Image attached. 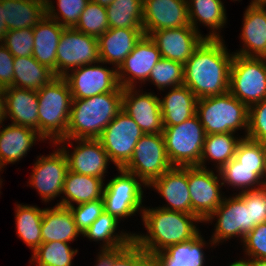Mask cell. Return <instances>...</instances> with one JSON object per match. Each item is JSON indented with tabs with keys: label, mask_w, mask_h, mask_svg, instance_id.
<instances>
[{
	"label": "cell",
	"mask_w": 266,
	"mask_h": 266,
	"mask_svg": "<svg viewBox=\"0 0 266 266\" xmlns=\"http://www.w3.org/2000/svg\"><path fill=\"white\" fill-rule=\"evenodd\" d=\"M103 181L101 178L81 175L68 170L62 191L65 196L57 205L69 208L74 205L73 203L78 205L101 199L105 185Z\"/></svg>",
	"instance_id": "cell-28"
},
{
	"label": "cell",
	"mask_w": 266,
	"mask_h": 266,
	"mask_svg": "<svg viewBox=\"0 0 266 266\" xmlns=\"http://www.w3.org/2000/svg\"><path fill=\"white\" fill-rule=\"evenodd\" d=\"M246 138L266 144V100L249 107Z\"/></svg>",
	"instance_id": "cell-46"
},
{
	"label": "cell",
	"mask_w": 266,
	"mask_h": 266,
	"mask_svg": "<svg viewBox=\"0 0 266 266\" xmlns=\"http://www.w3.org/2000/svg\"><path fill=\"white\" fill-rule=\"evenodd\" d=\"M117 170L120 175L105 184L102 198L105 212L121 221L120 219L132 216L139 210L142 214L144 209L142 186H147L134 174L123 168Z\"/></svg>",
	"instance_id": "cell-8"
},
{
	"label": "cell",
	"mask_w": 266,
	"mask_h": 266,
	"mask_svg": "<svg viewBox=\"0 0 266 266\" xmlns=\"http://www.w3.org/2000/svg\"><path fill=\"white\" fill-rule=\"evenodd\" d=\"M156 189L167 206L162 209L191 214V198L188 188L187 167H172L149 186Z\"/></svg>",
	"instance_id": "cell-21"
},
{
	"label": "cell",
	"mask_w": 266,
	"mask_h": 266,
	"mask_svg": "<svg viewBox=\"0 0 266 266\" xmlns=\"http://www.w3.org/2000/svg\"><path fill=\"white\" fill-rule=\"evenodd\" d=\"M172 167L163 135L157 133L144 134L138 140L132 158L123 169L134 174L148 187Z\"/></svg>",
	"instance_id": "cell-9"
},
{
	"label": "cell",
	"mask_w": 266,
	"mask_h": 266,
	"mask_svg": "<svg viewBox=\"0 0 266 266\" xmlns=\"http://www.w3.org/2000/svg\"><path fill=\"white\" fill-rule=\"evenodd\" d=\"M166 154L173 167L198 166L206 133L197 114L162 132Z\"/></svg>",
	"instance_id": "cell-6"
},
{
	"label": "cell",
	"mask_w": 266,
	"mask_h": 266,
	"mask_svg": "<svg viewBox=\"0 0 266 266\" xmlns=\"http://www.w3.org/2000/svg\"><path fill=\"white\" fill-rule=\"evenodd\" d=\"M188 188L191 198V214L196 215L202 223L221 205L220 175L213 170L198 166L187 167Z\"/></svg>",
	"instance_id": "cell-13"
},
{
	"label": "cell",
	"mask_w": 266,
	"mask_h": 266,
	"mask_svg": "<svg viewBox=\"0 0 266 266\" xmlns=\"http://www.w3.org/2000/svg\"><path fill=\"white\" fill-rule=\"evenodd\" d=\"M136 266H156L152 255L147 254Z\"/></svg>",
	"instance_id": "cell-55"
},
{
	"label": "cell",
	"mask_w": 266,
	"mask_h": 266,
	"mask_svg": "<svg viewBox=\"0 0 266 266\" xmlns=\"http://www.w3.org/2000/svg\"><path fill=\"white\" fill-rule=\"evenodd\" d=\"M78 253L69 243L54 241L42 243L32 254L30 262L37 266H72V260Z\"/></svg>",
	"instance_id": "cell-39"
},
{
	"label": "cell",
	"mask_w": 266,
	"mask_h": 266,
	"mask_svg": "<svg viewBox=\"0 0 266 266\" xmlns=\"http://www.w3.org/2000/svg\"><path fill=\"white\" fill-rule=\"evenodd\" d=\"M0 125V172L7 164H14L25 157L36 140L44 141L38 132L30 127L10 124Z\"/></svg>",
	"instance_id": "cell-24"
},
{
	"label": "cell",
	"mask_w": 266,
	"mask_h": 266,
	"mask_svg": "<svg viewBox=\"0 0 266 266\" xmlns=\"http://www.w3.org/2000/svg\"><path fill=\"white\" fill-rule=\"evenodd\" d=\"M58 11L51 0H45L46 16L65 28H73L89 0H57ZM57 11V12H56Z\"/></svg>",
	"instance_id": "cell-42"
},
{
	"label": "cell",
	"mask_w": 266,
	"mask_h": 266,
	"mask_svg": "<svg viewBox=\"0 0 266 266\" xmlns=\"http://www.w3.org/2000/svg\"><path fill=\"white\" fill-rule=\"evenodd\" d=\"M123 88L84 99H73L66 137L58 142L74 139H98L104 129L122 110ZM70 142V143H69Z\"/></svg>",
	"instance_id": "cell-3"
},
{
	"label": "cell",
	"mask_w": 266,
	"mask_h": 266,
	"mask_svg": "<svg viewBox=\"0 0 266 266\" xmlns=\"http://www.w3.org/2000/svg\"><path fill=\"white\" fill-rule=\"evenodd\" d=\"M203 238L199 233L188 242L169 246L153 254L156 266H204L206 258L202 249L208 243Z\"/></svg>",
	"instance_id": "cell-31"
},
{
	"label": "cell",
	"mask_w": 266,
	"mask_h": 266,
	"mask_svg": "<svg viewBox=\"0 0 266 266\" xmlns=\"http://www.w3.org/2000/svg\"><path fill=\"white\" fill-rule=\"evenodd\" d=\"M99 61L97 37L84 34L74 27L64 28L57 47V77Z\"/></svg>",
	"instance_id": "cell-11"
},
{
	"label": "cell",
	"mask_w": 266,
	"mask_h": 266,
	"mask_svg": "<svg viewBox=\"0 0 266 266\" xmlns=\"http://www.w3.org/2000/svg\"><path fill=\"white\" fill-rule=\"evenodd\" d=\"M215 216L217 222L210 241L211 246L233 237H240L242 242L244 237L255 227L251 223L250 205H246L237 194L229 198L224 196L221 205L204 222H213Z\"/></svg>",
	"instance_id": "cell-12"
},
{
	"label": "cell",
	"mask_w": 266,
	"mask_h": 266,
	"mask_svg": "<svg viewBox=\"0 0 266 266\" xmlns=\"http://www.w3.org/2000/svg\"><path fill=\"white\" fill-rule=\"evenodd\" d=\"M224 40L204 39L184 64V83L197 99L229 91L230 66L233 59Z\"/></svg>",
	"instance_id": "cell-1"
},
{
	"label": "cell",
	"mask_w": 266,
	"mask_h": 266,
	"mask_svg": "<svg viewBox=\"0 0 266 266\" xmlns=\"http://www.w3.org/2000/svg\"><path fill=\"white\" fill-rule=\"evenodd\" d=\"M141 217L147 234L134 233L133 241L149 255L188 242L201 233L195 223L202 221L194 214L144 207Z\"/></svg>",
	"instance_id": "cell-2"
},
{
	"label": "cell",
	"mask_w": 266,
	"mask_h": 266,
	"mask_svg": "<svg viewBox=\"0 0 266 266\" xmlns=\"http://www.w3.org/2000/svg\"><path fill=\"white\" fill-rule=\"evenodd\" d=\"M237 266H266V259H247L233 262Z\"/></svg>",
	"instance_id": "cell-51"
},
{
	"label": "cell",
	"mask_w": 266,
	"mask_h": 266,
	"mask_svg": "<svg viewBox=\"0 0 266 266\" xmlns=\"http://www.w3.org/2000/svg\"><path fill=\"white\" fill-rule=\"evenodd\" d=\"M2 44L14 57L32 56L34 47L33 28L9 30Z\"/></svg>",
	"instance_id": "cell-44"
},
{
	"label": "cell",
	"mask_w": 266,
	"mask_h": 266,
	"mask_svg": "<svg viewBox=\"0 0 266 266\" xmlns=\"http://www.w3.org/2000/svg\"><path fill=\"white\" fill-rule=\"evenodd\" d=\"M57 21L44 16L33 28L34 47L32 56L50 68L57 76V47L64 30Z\"/></svg>",
	"instance_id": "cell-26"
},
{
	"label": "cell",
	"mask_w": 266,
	"mask_h": 266,
	"mask_svg": "<svg viewBox=\"0 0 266 266\" xmlns=\"http://www.w3.org/2000/svg\"><path fill=\"white\" fill-rule=\"evenodd\" d=\"M229 92L248 108L266 100V58L234 54Z\"/></svg>",
	"instance_id": "cell-7"
},
{
	"label": "cell",
	"mask_w": 266,
	"mask_h": 266,
	"mask_svg": "<svg viewBox=\"0 0 266 266\" xmlns=\"http://www.w3.org/2000/svg\"><path fill=\"white\" fill-rule=\"evenodd\" d=\"M14 56L0 43V87L5 89L13 86Z\"/></svg>",
	"instance_id": "cell-50"
},
{
	"label": "cell",
	"mask_w": 266,
	"mask_h": 266,
	"mask_svg": "<svg viewBox=\"0 0 266 266\" xmlns=\"http://www.w3.org/2000/svg\"><path fill=\"white\" fill-rule=\"evenodd\" d=\"M234 158L242 165L256 167V174L265 182L266 144L244 138L238 143Z\"/></svg>",
	"instance_id": "cell-40"
},
{
	"label": "cell",
	"mask_w": 266,
	"mask_h": 266,
	"mask_svg": "<svg viewBox=\"0 0 266 266\" xmlns=\"http://www.w3.org/2000/svg\"><path fill=\"white\" fill-rule=\"evenodd\" d=\"M144 135L141 128L123 110L104 129L98 140L117 169L124 168L133 156L138 140Z\"/></svg>",
	"instance_id": "cell-10"
},
{
	"label": "cell",
	"mask_w": 266,
	"mask_h": 266,
	"mask_svg": "<svg viewBox=\"0 0 266 266\" xmlns=\"http://www.w3.org/2000/svg\"><path fill=\"white\" fill-rule=\"evenodd\" d=\"M190 25L198 32V22L211 28L205 39H222L219 35L227 21L226 10L221 0H187ZM220 31H219V30ZM218 31V32H217Z\"/></svg>",
	"instance_id": "cell-30"
},
{
	"label": "cell",
	"mask_w": 266,
	"mask_h": 266,
	"mask_svg": "<svg viewBox=\"0 0 266 266\" xmlns=\"http://www.w3.org/2000/svg\"><path fill=\"white\" fill-rule=\"evenodd\" d=\"M106 12L109 28L143 29V0H113Z\"/></svg>",
	"instance_id": "cell-37"
},
{
	"label": "cell",
	"mask_w": 266,
	"mask_h": 266,
	"mask_svg": "<svg viewBox=\"0 0 266 266\" xmlns=\"http://www.w3.org/2000/svg\"><path fill=\"white\" fill-rule=\"evenodd\" d=\"M39 135L56 144L66 137L72 94L67 81L56 77L50 84L37 90Z\"/></svg>",
	"instance_id": "cell-4"
},
{
	"label": "cell",
	"mask_w": 266,
	"mask_h": 266,
	"mask_svg": "<svg viewBox=\"0 0 266 266\" xmlns=\"http://www.w3.org/2000/svg\"><path fill=\"white\" fill-rule=\"evenodd\" d=\"M2 182H3V181L0 179V189H1V186H2V185H1V184H2Z\"/></svg>",
	"instance_id": "cell-60"
},
{
	"label": "cell",
	"mask_w": 266,
	"mask_h": 266,
	"mask_svg": "<svg viewBox=\"0 0 266 266\" xmlns=\"http://www.w3.org/2000/svg\"><path fill=\"white\" fill-rule=\"evenodd\" d=\"M6 120L4 89L0 87V125Z\"/></svg>",
	"instance_id": "cell-54"
},
{
	"label": "cell",
	"mask_w": 266,
	"mask_h": 266,
	"mask_svg": "<svg viewBox=\"0 0 266 266\" xmlns=\"http://www.w3.org/2000/svg\"><path fill=\"white\" fill-rule=\"evenodd\" d=\"M6 119L11 124L30 127L39 134L38 95L37 90L18 87L4 89Z\"/></svg>",
	"instance_id": "cell-23"
},
{
	"label": "cell",
	"mask_w": 266,
	"mask_h": 266,
	"mask_svg": "<svg viewBox=\"0 0 266 266\" xmlns=\"http://www.w3.org/2000/svg\"><path fill=\"white\" fill-rule=\"evenodd\" d=\"M243 15L240 38L244 47L234 54L266 58V14L259 5L250 3Z\"/></svg>",
	"instance_id": "cell-25"
},
{
	"label": "cell",
	"mask_w": 266,
	"mask_h": 266,
	"mask_svg": "<svg viewBox=\"0 0 266 266\" xmlns=\"http://www.w3.org/2000/svg\"><path fill=\"white\" fill-rule=\"evenodd\" d=\"M76 146L69 154V149L65 146L66 142H57L54 145H62L61 149L64 151L67 161L68 169L77 174L89 175L104 180V175L107 172V166L110 159L106 150L98 139H74ZM78 142V143H77ZM65 143V144H64ZM68 149V151H67Z\"/></svg>",
	"instance_id": "cell-18"
},
{
	"label": "cell",
	"mask_w": 266,
	"mask_h": 266,
	"mask_svg": "<svg viewBox=\"0 0 266 266\" xmlns=\"http://www.w3.org/2000/svg\"><path fill=\"white\" fill-rule=\"evenodd\" d=\"M15 209L18 237L33 250V253L42 244L41 223L44 209L25 204H16Z\"/></svg>",
	"instance_id": "cell-36"
},
{
	"label": "cell",
	"mask_w": 266,
	"mask_h": 266,
	"mask_svg": "<svg viewBox=\"0 0 266 266\" xmlns=\"http://www.w3.org/2000/svg\"><path fill=\"white\" fill-rule=\"evenodd\" d=\"M235 133H219L208 134L202 149V154L198 167L207 169L205 162L209 159L215 161L217 171L225 165L229 160L234 158L238 143L241 137L234 135Z\"/></svg>",
	"instance_id": "cell-35"
},
{
	"label": "cell",
	"mask_w": 266,
	"mask_h": 266,
	"mask_svg": "<svg viewBox=\"0 0 266 266\" xmlns=\"http://www.w3.org/2000/svg\"><path fill=\"white\" fill-rule=\"evenodd\" d=\"M243 250L251 259H266V222L256 225L243 239Z\"/></svg>",
	"instance_id": "cell-47"
},
{
	"label": "cell",
	"mask_w": 266,
	"mask_h": 266,
	"mask_svg": "<svg viewBox=\"0 0 266 266\" xmlns=\"http://www.w3.org/2000/svg\"><path fill=\"white\" fill-rule=\"evenodd\" d=\"M222 181L240 192L257 190L265 187V182L256 174V167L242 166L235 158L229 160L218 171ZM241 188V189H240Z\"/></svg>",
	"instance_id": "cell-38"
},
{
	"label": "cell",
	"mask_w": 266,
	"mask_h": 266,
	"mask_svg": "<svg viewBox=\"0 0 266 266\" xmlns=\"http://www.w3.org/2000/svg\"><path fill=\"white\" fill-rule=\"evenodd\" d=\"M229 266H237L236 264H234V263H231V264H229Z\"/></svg>",
	"instance_id": "cell-59"
},
{
	"label": "cell",
	"mask_w": 266,
	"mask_h": 266,
	"mask_svg": "<svg viewBox=\"0 0 266 266\" xmlns=\"http://www.w3.org/2000/svg\"><path fill=\"white\" fill-rule=\"evenodd\" d=\"M41 231L42 243H70L81 234L70 209L57 204L53 208H44Z\"/></svg>",
	"instance_id": "cell-27"
},
{
	"label": "cell",
	"mask_w": 266,
	"mask_h": 266,
	"mask_svg": "<svg viewBox=\"0 0 266 266\" xmlns=\"http://www.w3.org/2000/svg\"><path fill=\"white\" fill-rule=\"evenodd\" d=\"M162 58L155 42L144 35L117 69L119 86L136 88L137 80L145 83L156 63Z\"/></svg>",
	"instance_id": "cell-16"
},
{
	"label": "cell",
	"mask_w": 266,
	"mask_h": 266,
	"mask_svg": "<svg viewBox=\"0 0 266 266\" xmlns=\"http://www.w3.org/2000/svg\"><path fill=\"white\" fill-rule=\"evenodd\" d=\"M95 266H110V251H101L97 255Z\"/></svg>",
	"instance_id": "cell-52"
},
{
	"label": "cell",
	"mask_w": 266,
	"mask_h": 266,
	"mask_svg": "<svg viewBox=\"0 0 266 266\" xmlns=\"http://www.w3.org/2000/svg\"><path fill=\"white\" fill-rule=\"evenodd\" d=\"M2 8L8 31L34 28L46 16L45 0H2Z\"/></svg>",
	"instance_id": "cell-32"
},
{
	"label": "cell",
	"mask_w": 266,
	"mask_h": 266,
	"mask_svg": "<svg viewBox=\"0 0 266 266\" xmlns=\"http://www.w3.org/2000/svg\"><path fill=\"white\" fill-rule=\"evenodd\" d=\"M74 28L97 38L103 35L109 29L106 7L89 0Z\"/></svg>",
	"instance_id": "cell-43"
},
{
	"label": "cell",
	"mask_w": 266,
	"mask_h": 266,
	"mask_svg": "<svg viewBox=\"0 0 266 266\" xmlns=\"http://www.w3.org/2000/svg\"><path fill=\"white\" fill-rule=\"evenodd\" d=\"M135 88H124L122 110L141 128L144 134L162 133L163 118L160 98L153 93H141Z\"/></svg>",
	"instance_id": "cell-17"
},
{
	"label": "cell",
	"mask_w": 266,
	"mask_h": 266,
	"mask_svg": "<svg viewBox=\"0 0 266 266\" xmlns=\"http://www.w3.org/2000/svg\"><path fill=\"white\" fill-rule=\"evenodd\" d=\"M38 157L28 183L37 189L44 202H49L62 194L68 161L60 147L50 155Z\"/></svg>",
	"instance_id": "cell-15"
},
{
	"label": "cell",
	"mask_w": 266,
	"mask_h": 266,
	"mask_svg": "<svg viewBox=\"0 0 266 266\" xmlns=\"http://www.w3.org/2000/svg\"><path fill=\"white\" fill-rule=\"evenodd\" d=\"M73 214L74 221L81 235L91 226V224L105 211L103 198L91 202L73 205L69 207Z\"/></svg>",
	"instance_id": "cell-45"
},
{
	"label": "cell",
	"mask_w": 266,
	"mask_h": 266,
	"mask_svg": "<svg viewBox=\"0 0 266 266\" xmlns=\"http://www.w3.org/2000/svg\"><path fill=\"white\" fill-rule=\"evenodd\" d=\"M197 97L185 85L173 87L160 99L163 126L181 124L196 114Z\"/></svg>",
	"instance_id": "cell-29"
},
{
	"label": "cell",
	"mask_w": 266,
	"mask_h": 266,
	"mask_svg": "<svg viewBox=\"0 0 266 266\" xmlns=\"http://www.w3.org/2000/svg\"><path fill=\"white\" fill-rule=\"evenodd\" d=\"M144 35L143 29L109 28L97 38L101 63L118 69Z\"/></svg>",
	"instance_id": "cell-22"
},
{
	"label": "cell",
	"mask_w": 266,
	"mask_h": 266,
	"mask_svg": "<svg viewBox=\"0 0 266 266\" xmlns=\"http://www.w3.org/2000/svg\"><path fill=\"white\" fill-rule=\"evenodd\" d=\"M150 38L155 42L162 58L183 65L205 37L191 25L154 31Z\"/></svg>",
	"instance_id": "cell-20"
},
{
	"label": "cell",
	"mask_w": 266,
	"mask_h": 266,
	"mask_svg": "<svg viewBox=\"0 0 266 266\" xmlns=\"http://www.w3.org/2000/svg\"><path fill=\"white\" fill-rule=\"evenodd\" d=\"M95 3H98L101 6L107 7L109 4L112 3L113 0H91Z\"/></svg>",
	"instance_id": "cell-56"
},
{
	"label": "cell",
	"mask_w": 266,
	"mask_h": 266,
	"mask_svg": "<svg viewBox=\"0 0 266 266\" xmlns=\"http://www.w3.org/2000/svg\"><path fill=\"white\" fill-rule=\"evenodd\" d=\"M147 253L132 241L128 246L110 251V266H136Z\"/></svg>",
	"instance_id": "cell-49"
},
{
	"label": "cell",
	"mask_w": 266,
	"mask_h": 266,
	"mask_svg": "<svg viewBox=\"0 0 266 266\" xmlns=\"http://www.w3.org/2000/svg\"><path fill=\"white\" fill-rule=\"evenodd\" d=\"M196 114L204 127L206 135L236 133L245 129L248 132L249 108L229 91L216 96L197 100Z\"/></svg>",
	"instance_id": "cell-5"
},
{
	"label": "cell",
	"mask_w": 266,
	"mask_h": 266,
	"mask_svg": "<svg viewBox=\"0 0 266 266\" xmlns=\"http://www.w3.org/2000/svg\"><path fill=\"white\" fill-rule=\"evenodd\" d=\"M266 0H252L251 1V4H259V3H262V2H265Z\"/></svg>",
	"instance_id": "cell-58"
},
{
	"label": "cell",
	"mask_w": 266,
	"mask_h": 266,
	"mask_svg": "<svg viewBox=\"0 0 266 266\" xmlns=\"http://www.w3.org/2000/svg\"><path fill=\"white\" fill-rule=\"evenodd\" d=\"M266 14V1L258 4Z\"/></svg>",
	"instance_id": "cell-57"
},
{
	"label": "cell",
	"mask_w": 266,
	"mask_h": 266,
	"mask_svg": "<svg viewBox=\"0 0 266 266\" xmlns=\"http://www.w3.org/2000/svg\"><path fill=\"white\" fill-rule=\"evenodd\" d=\"M190 25L187 0H143L144 34Z\"/></svg>",
	"instance_id": "cell-19"
},
{
	"label": "cell",
	"mask_w": 266,
	"mask_h": 266,
	"mask_svg": "<svg viewBox=\"0 0 266 266\" xmlns=\"http://www.w3.org/2000/svg\"><path fill=\"white\" fill-rule=\"evenodd\" d=\"M13 65L14 87L39 90L57 77L53 70L40 64L33 56L14 57Z\"/></svg>",
	"instance_id": "cell-34"
},
{
	"label": "cell",
	"mask_w": 266,
	"mask_h": 266,
	"mask_svg": "<svg viewBox=\"0 0 266 266\" xmlns=\"http://www.w3.org/2000/svg\"><path fill=\"white\" fill-rule=\"evenodd\" d=\"M120 222L105 211L85 231L83 237L102 241L101 251H115L128 246L133 241V233H116Z\"/></svg>",
	"instance_id": "cell-33"
},
{
	"label": "cell",
	"mask_w": 266,
	"mask_h": 266,
	"mask_svg": "<svg viewBox=\"0 0 266 266\" xmlns=\"http://www.w3.org/2000/svg\"><path fill=\"white\" fill-rule=\"evenodd\" d=\"M8 32L7 25L4 21V14L2 8V0H0V43L3 42L5 35Z\"/></svg>",
	"instance_id": "cell-53"
},
{
	"label": "cell",
	"mask_w": 266,
	"mask_h": 266,
	"mask_svg": "<svg viewBox=\"0 0 266 266\" xmlns=\"http://www.w3.org/2000/svg\"><path fill=\"white\" fill-rule=\"evenodd\" d=\"M147 81L162 91L170 87L181 86L184 83V65L174 60L161 58L151 70Z\"/></svg>",
	"instance_id": "cell-41"
},
{
	"label": "cell",
	"mask_w": 266,
	"mask_h": 266,
	"mask_svg": "<svg viewBox=\"0 0 266 266\" xmlns=\"http://www.w3.org/2000/svg\"><path fill=\"white\" fill-rule=\"evenodd\" d=\"M101 61L71 70L63 78L67 81L73 99H84L114 92L120 86L117 69L100 66ZM97 64V65H96Z\"/></svg>",
	"instance_id": "cell-14"
},
{
	"label": "cell",
	"mask_w": 266,
	"mask_h": 266,
	"mask_svg": "<svg viewBox=\"0 0 266 266\" xmlns=\"http://www.w3.org/2000/svg\"><path fill=\"white\" fill-rule=\"evenodd\" d=\"M246 205H250L251 223L255 226L266 222V186L237 194Z\"/></svg>",
	"instance_id": "cell-48"
}]
</instances>
